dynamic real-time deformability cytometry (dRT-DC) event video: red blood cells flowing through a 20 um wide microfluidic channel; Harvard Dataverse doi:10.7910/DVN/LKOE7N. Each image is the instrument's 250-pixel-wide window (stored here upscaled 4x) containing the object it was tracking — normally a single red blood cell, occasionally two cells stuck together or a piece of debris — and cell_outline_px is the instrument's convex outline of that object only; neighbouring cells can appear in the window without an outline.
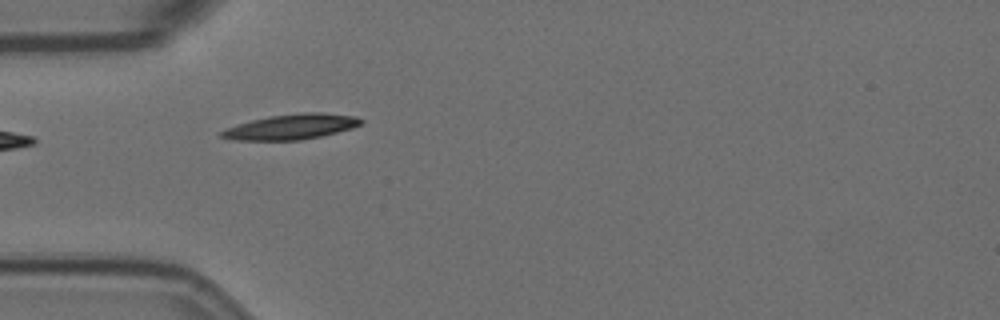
{"species": "Egyptian fruit bat (a non-hibernating species)", "species_latin": "Rousettus aegyptiacus", "temperature_condition": "room temperature", "stored_images_in_passage": 3, "camera_frame_rate_fps": 3000, "um_per_image_px": 0.085, "animal": {"sex": "female"}, "frame": {"image": 1, "passage_image": 1, "time_ms": 0.0, "image_size_px": [1000, 320], "cell_outline_px": [[364, 120], [360, 124], [352, 128], [320, 136], [300, 140], [232, 140], [220, 136], [220, 132], [236, 124], [268, 116], [304, 112], [320, 112], [356, 116]], "centroid_in_image_um": [24.76, 10.77], "position_along_channel_um": 60.2, "area_um2": 20.4}}